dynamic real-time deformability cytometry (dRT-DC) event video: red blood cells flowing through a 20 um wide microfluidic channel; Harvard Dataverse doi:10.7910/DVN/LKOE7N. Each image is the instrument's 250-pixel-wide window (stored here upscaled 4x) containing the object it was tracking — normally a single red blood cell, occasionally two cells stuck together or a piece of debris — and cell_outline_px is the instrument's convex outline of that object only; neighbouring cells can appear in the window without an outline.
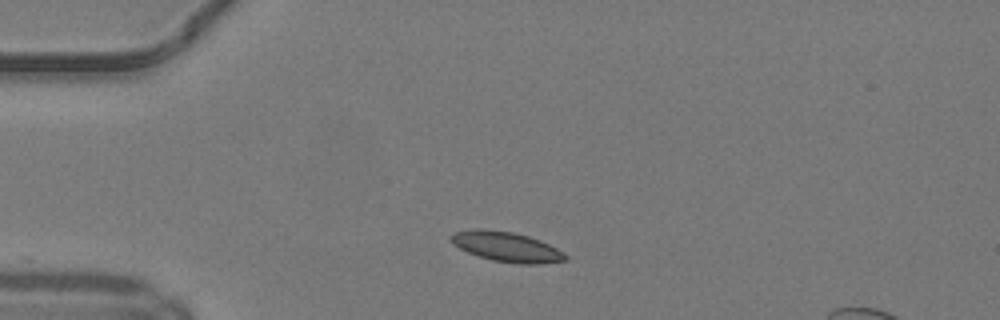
{"species": "common noctule bat (a hibernating species)", "species_latin": "Nyctalus noctula", "temperature_condition": "warm", "stored_images_in_passage": 39, "camera_frame_rate_fps": 3000, "um_per_image_px": 0.085, "animal": {"sex": "male", "body_mass_g": 19.2, "forearm_length_mm": 51.8}, "frame": {"image": 1, "passage_image": 1, "time_ms": 0.0, "image_size_px": [1000, 320], "cell_outline_px": [[568, 260], [540, 264], [516, 264], [492, 260], [468, 252], [452, 244], [452, 236], [456, 232], [472, 228], [480, 228], [512, 232], [528, 236], [540, 240], [564, 252], [568, 256]], "centroid_in_image_um": [43.1, 20.98], "position_along_channel_um": 41.9, "area_um2": 19.88}}
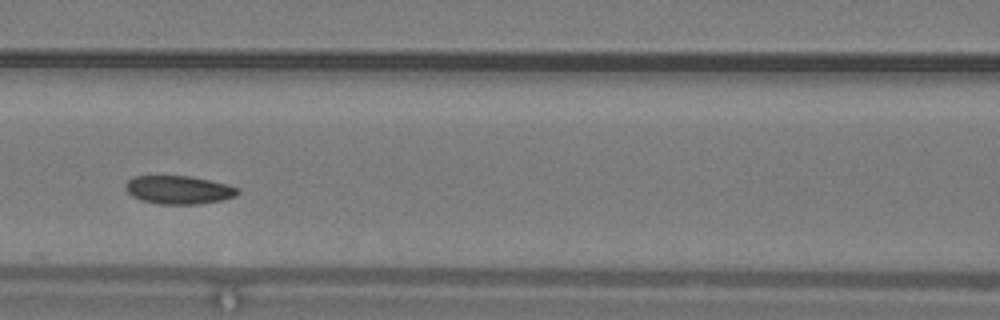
{"frame": {"image": 2, "passage_image": 11, "time_ms": 3.333, "image_size_px": [1000, 320], "cell_outline_px": [[240, 192], [236, 196], [224, 200], [196, 204], [160, 204], [140, 200], [132, 196], [124, 188], [124, 184], [128, 180], [136, 176], [188, 176], [228, 184], [240, 188]], "centroid_in_image_um": [15.2, 16.14], "position_along_channel_um": 151.4, "area_um2": 18.61}}
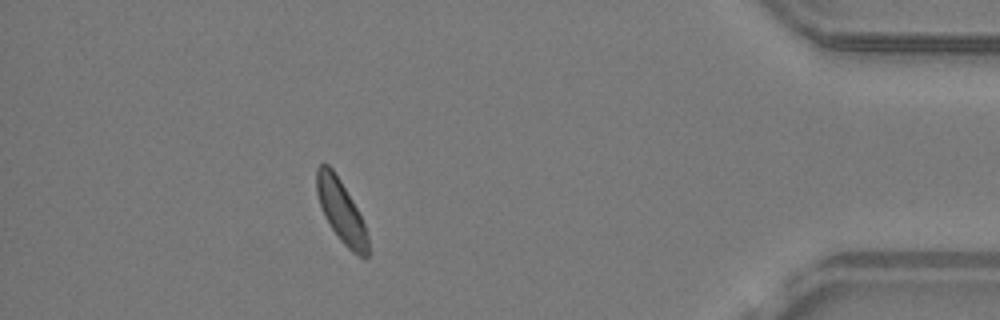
{"frame": {"image": 3, "passage_image": 33, "time_ms": 10.667, "image_size_px": [1000, 320], "cell_outline_px": [[368, 256], [360, 256], [352, 252], [340, 240], [324, 216], [316, 192], [316, 168], [320, 164], [328, 164], [332, 168], [340, 180], [352, 200], [364, 224], [368, 236]], "centroid_in_image_um": [28.97, 17.92], "position_along_channel_um": 406.2, "area_um2": 18.32}, "authors_computed_cell_mechanics": {"area_um2": 18.785, "velocity_mm_per_s": 4.1584, "shape_relaxation_time_tau1_ms": 7.6654, "shape_relaxation_time_tau2_ms": 6.3609, "deformation_change_tau1": 0.1219, "deformation_change_tau2": 0.1066}}